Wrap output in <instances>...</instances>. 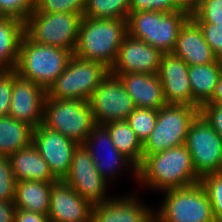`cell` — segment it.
Here are the masks:
<instances>
[{
  "label": "cell",
  "mask_w": 222,
  "mask_h": 222,
  "mask_svg": "<svg viewBox=\"0 0 222 222\" xmlns=\"http://www.w3.org/2000/svg\"><path fill=\"white\" fill-rule=\"evenodd\" d=\"M47 91L20 75L14 77L8 116L31 125L34 129L43 123Z\"/></svg>",
  "instance_id": "5bb4252c"
},
{
  "label": "cell",
  "mask_w": 222,
  "mask_h": 222,
  "mask_svg": "<svg viewBox=\"0 0 222 222\" xmlns=\"http://www.w3.org/2000/svg\"><path fill=\"white\" fill-rule=\"evenodd\" d=\"M142 222H160V219L156 212H151Z\"/></svg>",
  "instance_id": "7bdbcfd3"
},
{
  "label": "cell",
  "mask_w": 222,
  "mask_h": 222,
  "mask_svg": "<svg viewBox=\"0 0 222 222\" xmlns=\"http://www.w3.org/2000/svg\"><path fill=\"white\" fill-rule=\"evenodd\" d=\"M137 181L158 191L188 187L200 182L186 145L143 155L137 168ZM151 186V187H150Z\"/></svg>",
  "instance_id": "6da1fadb"
},
{
  "label": "cell",
  "mask_w": 222,
  "mask_h": 222,
  "mask_svg": "<svg viewBox=\"0 0 222 222\" xmlns=\"http://www.w3.org/2000/svg\"><path fill=\"white\" fill-rule=\"evenodd\" d=\"M158 110L135 107L126 121L143 144L155 128Z\"/></svg>",
  "instance_id": "f1b7e54d"
},
{
  "label": "cell",
  "mask_w": 222,
  "mask_h": 222,
  "mask_svg": "<svg viewBox=\"0 0 222 222\" xmlns=\"http://www.w3.org/2000/svg\"><path fill=\"white\" fill-rule=\"evenodd\" d=\"M54 183L31 180L16 182L14 201L16 209L48 214L50 194Z\"/></svg>",
  "instance_id": "d4e9b609"
},
{
  "label": "cell",
  "mask_w": 222,
  "mask_h": 222,
  "mask_svg": "<svg viewBox=\"0 0 222 222\" xmlns=\"http://www.w3.org/2000/svg\"><path fill=\"white\" fill-rule=\"evenodd\" d=\"M130 0H86L84 17L127 20Z\"/></svg>",
  "instance_id": "83f0119b"
},
{
  "label": "cell",
  "mask_w": 222,
  "mask_h": 222,
  "mask_svg": "<svg viewBox=\"0 0 222 222\" xmlns=\"http://www.w3.org/2000/svg\"><path fill=\"white\" fill-rule=\"evenodd\" d=\"M63 181L92 205L111 199L106 196L108 181L95 168L94 161L83 144H79L75 149L71 167Z\"/></svg>",
  "instance_id": "7c38bea8"
},
{
  "label": "cell",
  "mask_w": 222,
  "mask_h": 222,
  "mask_svg": "<svg viewBox=\"0 0 222 222\" xmlns=\"http://www.w3.org/2000/svg\"><path fill=\"white\" fill-rule=\"evenodd\" d=\"M162 53L147 42L127 34L119 48L118 56L110 69L112 75L126 73L157 74Z\"/></svg>",
  "instance_id": "9a60e30c"
},
{
  "label": "cell",
  "mask_w": 222,
  "mask_h": 222,
  "mask_svg": "<svg viewBox=\"0 0 222 222\" xmlns=\"http://www.w3.org/2000/svg\"><path fill=\"white\" fill-rule=\"evenodd\" d=\"M188 68L189 66L173 53L162 54L157 75L167 104L192 106Z\"/></svg>",
  "instance_id": "ac0fdd59"
},
{
  "label": "cell",
  "mask_w": 222,
  "mask_h": 222,
  "mask_svg": "<svg viewBox=\"0 0 222 222\" xmlns=\"http://www.w3.org/2000/svg\"><path fill=\"white\" fill-rule=\"evenodd\" d=\"M110 69L104 64L86 60L73 53L66 69L47 91V97L60 100L88 101Z\"/></svg>",
  "instance_id": "5b68a950"
},
{
  "label": "cell",
  "mask_w": 222,
  "mask_h": 222,
  "mask_svg": "<svg viewBox=\"0 0 222 222\" xmlns=\"http://www.w3.org/2000/svg\"><path fill=\"white\" fill-rule=\"evenodd\" d=\"M191 18L196 23L222 24V0H201Z\"/></svg>",
  "instance_id": "836d02e7"
},
{
  "label": "cell",
  "mask_w": 222,
  "mask_h": 222,
  "mask_svg": "<svg viewBox=\"0 0 222 222\" xmlns=\"http://www.w3.org/2000/svg\"><path fill=\"white\" fill-rule=\"evenodd\" d=\"M32 144L48 163L53 176L57 180H64L71 167L74 151L79 144L43 124L33 130Z\"/></svg>",
  "instance_id": "4fadbf2b"
},
{
  "label": "cell",
  "mask_w": 222,
  "mask_h": 222,
  "mask_svg": "<svg viewBox=\"0 0 222 222\" xmlns=\"http://www.w3.org/2000/svg\"><path fill=\"white\" fill-rule=\"evenodd\" d=\"M16 207L14 202L0 199V222H14Z\"/></svg>",
  "instance_id": "ab89813d"
},
{
  "label": "cell",
  "mask_w": 222,
  "mask_h": 222,
  "mask_svg": "<svg viewBox=\"0 0 222 222\" xmlns=\"http://www.w3.org/2000/svg\"><path fill=\"white\" fill-rule=\"evenodd\" d=\"M190 17L181 10L132 12L127 19V30L131 37L147 42L162 54L172 53L181 27Z\"/></svg>",
  "instance_id": "277c9868"
},
{
  "label": "cell",
  "mask_w": 222,
  "mask_h": 222,
  "mask_svg": "<svg viewBox=\"0 0 222 222\" xmlns=\"http://www.w3.org/2000/svg\"><path fill=\"white\" fill-rule=\"evenodd\" d=\"M14 222H50L48 214L16 209Z\"/></svg>",
  "instance_id": "f35d334b"
},
{
  "label": "cell",
  "mask_w": 222,
  "mask_h": 222,
  "mask_svg": "<svg viewBox=\"0 0 222 222\" xmlns=\"http://www.w3.org/2000/svg\"><path fill=\"white\" fill-rule=\"evenodd\" d=\"M72 55L66 49L38 44L24 34L14 70L48 91L66 69Z\"/></svg>",
  "instance_id": "3957f363"
},
{
  "label": "cell",
  "mask_w": 222,
  "mask_h": 222,
  "mask_svg": "<svg viewBox=\"0 0 222 222\" xmlns=\"http://www.w3.org/2000/svg\"><path fill=\"white\" fill-rule=\"evenodd\" d=\"M222 71V60L213 63L189 66L188 76L192 90V107H201L214 92Z\"/></svg>",
  "instance_id": "603a6c76"
},
{
  "label": "cell",
  "mask_w": 222,
  "mask_h": 222,
  "mask_svg": "<svg viewBox=\"0 0 222 222\" xmlns=\"http://www.w3.org/2000/svg\"><path fill=\"white\" fill-rule=\"evenodd\" d=\"M123 82L135 107L159 110L167 104L157 74L126 73L115 75Z\"/></svg>",
  "instance_id": "ffe728a7"
},
{
  "label": "cell",
  "mask_w": 222,
  "mask_h": 222,
  "mask_svg": "<svg viewBox=\"0 0 222 222\" xmlns=\"http://www.w3.org/2000/svg\"><path fill=\"white\" fill-rule=\"evenodd\" d=\"M34 128L10 116L0 117V155L9 157L32 144Z\"/></svg>",
  "instance_id": "484cf974"
},
{
  "label": "cell",
  "mask_w": 222,
  "mask_h": 222,
  "mask_svg": "<svg viewBox=\"0 0 222 222\" xmlns=\"http://www.w3.org/2000/svg\"><path fill=\"white\" fill-rule=\"evenodd\" d=\"M127 34V20L92 19L83 16L74 54L86 60L100 62L111 69Z\"/></svg>",
  "instance_id": "7a4b0ae2"
},
{
  "label": "cell",
  "mask_w": 222,
  "mask_h": 222,
  "mask_svg": "<svg viewBox=\"0 0 222 222\" xmlns=\"http://www.w3.org/2000/svg\"><path fill=\"white\" fill-rule=\"evenodd\" d=\"M164 193L161 208L156 210L160 222H215L209 196L200 182Z\"/></svg>",
  "instance_id": "9c48e42d"
},
{
  "label": "cell",
  "mask_w": 222,
  "mask_h": 222,
  "mask_svg": "<svg viewBox=\"0 0 222 222\" xmlns=\"http://www.w3.org/2000/svg\"><path fill=\"white\" fill-rule=\"evenodd\" d=\"M199 113L212 126L213 130L222 138V105L203 104Z\"/></svg>",
  "instance_id": "74e56055"
},
{
  "label": "cell",
  "mask_w": 222,
  "mask_h": 222,
  "mask_svg": "<svg viewBox=\"0 0 222 222\" xmlns=\"http://www.w3.org/2000/svg\"><path fill=\"white\" fill-rule=\"evenodd\" d=\"M83 16L79 13H41L25 21V34L34 42L75 52Z\"/></svg>",
  "instance_id": "8992f818"
},
{
  "label": "cell",
  "mask_w": 222,
  "mask_h": 222,
  "mask_svg": "<svg viewBox=\"0 0 222 222\" xmlns=\"http://www.w3.org/2000/svg\"><path fill=\"white\" fill-rule=\"evenodd\" d=\"M17 72L13 70L0 71V117L8 116L11 105L14 77Z\"/></svg>",
  "instance_id": "e575fe53"
},
{
  "label": "cell",
  "mask_w": 222,
  "mask_h": 222,
  "mask_svg": "<svg viewBox=\"0 0 222 222\" xmlns=\"http://www.w3.org/2000/svg\"><path fill=\"white\" fill-rule=\"evenodd\" d=\"M213 53L222 60V24L197 23Z\"/></svg>",
  "instance_id": "8d00e7d4"
},
{
  "label": "cell",
  "mask_w": 222,
  "mask_h": 222,
  "mask_svg": "<svg viewBox=\"0 0 222 222\" xmlns=\"http://www.w3.org/2000/svg\"><path fill=\"white\" fill-rule=\"evenodd\" d=\"M104 126L108 129L117 150L138 168L143 161V144L128 122L126 120L114 121Z\"/></svg>",
  "instance_id": "4316f807"
},
{
  "label": "cell",
  "mask_w": 222,
  "mask_h": 222,
  "mask_svg": "<svg viewBox=\"0 0 222 222\" xmlns=\"http://www.w3.org/2000/svg\"><path fill=\"white\" fill-rule=\"evenodd\" d=\"M9 159L16 182L27 180L40 182L58 181L50 171L46 160L33 144L19 149L11 154Z\"/></svg>",
  "instance_id": "7402d4cb"
},
{
  "label": "cell",
  "mask_w": 222,
  "mask_h": 222,
  "mask_svg": "<svg viewBox=\"0 0 222 222\" xmlns=\"http://www.w3.org/2000/svg\"><path fill=\"white\" fill-rule=\"evenodd\" d=\"M24 34L25 22L11 17H0V71L15 69Z\"/></svg>",
  "instance_id": "cb8c5ba5"
},
{
  "label": "cell",
  "mask_w": 222,
  "mask_h": 222,
  "mask_svg": "<svg viewBox=\"0 0 222 222\" xmlns=\"http://www.w3.org/2000/svg\"><path fill=\"white\" fill-rule=\"evenodd\" d=\"M47 128L83 144L96 125L88 101L46 97L43 123Z\"/></svg>",
  "instance_id": "ba28073f"
},
{
  "label": "cell",
  "mask_w": 222,
  "mask_h": 222,
  "mask_svg": "<svg viewBox=\"0 0 222 222\" xmlns=\"http://www.w3.org/2000/svg\"><path fill=\"white\" fill-rule=\"evenodd\" d=\"M200 183L209 196L215 222H222V171L202 177Z\"/></svg>",
  "instance_id": "f546056e"
},
{
  "label": "cell",
  "mask_w": 222,
  "mask_h": 222,
  "mask_svg": "<svg viewBox=\"0 0 222 222\" xmlns=\"http://www.w3.org/2000/svg\"><path fill=\"white\" fill-rule=\"evenodd\" d=\"M93 205L63 180L52 185L48 216L50 222H92Z\"/></svg>",
  "instance_id": "2e32d148"
},
{
  "label": "cell",
  "mask_w": 222,
  "mask_h": 222,
  "mask_svg": "<svg viewBox=\"0 0 222 222\" xmlns=\"http://www.w3.org/2000/svg\"><path fill=\"white\" fill-rule=\"evenodd\" d=\"M86 0H35V10L41 13H79L83 16Z\"/></svg>",
  "instance_id": "4dcf8cb0"
},
{
  "label": "cell",
  "mask_w": 222,
  "mask_h": 222,
  "mask_svg": "<svg viewBox=\"0 0 222 222\" xmlns=\"http://www.w3.org/2000/svg\"><path fill=\"white\" fill-rule=\"evenodd\" d=\"M199 107L166 104L158 110L155 128L143 143V154L151 155L184 145L192 121Z\"/></svg>",
  "instance_id": "52a82bcc"
},
{
  "label": "cell",
  "mask_w": 222,
  "mask_h": 222,
  "mask_svg": "<svg viewBox=\"0 0 222 222\" xmlns=\"http://www.w3.org/2000/svg\"><path fill=\"white\" fill-rule=\"evenodd\" d=\"M179 9L175 6L174 0H130L129 12L156 11L174 12Z\"/></svg>",
  "instance_id": "d590c367"
},
{
  "label": "cell",
  "mask_w": 222,
  "mask_h": 222,
  "mask_svg": "<svg viewBox=\"0 0 222 222\" xmlns=\"http://www.w3.org/2000/svg\"><path fill=\"white\" fill-rule=\"evenodd\" d=\"M185 145L200 179L222 171V138L200 113L189 127Z\"/></svg>",
  "instance_id": "30bf717a"
},
{
  "label": "cell",
  "mask_w": 222,
  "mask_h": 222,
  "mask_svg": "<svg viewBox=\"0 0 222 222\" xmlns=\"http://www.w3.org/2000/svg\"><path fill=\"white\" fill-rule=\"evenodd\" d=\"M83 145L88 150L91 158L93 159L95 168L106 181H109V179L112 180L114 174H116L118 170L120 171L121 166L130 168L132 167V172H134L135 179H137L136 166H134V164L128 158H126L117 150L111 140V135L108 129L104 125L96 124L87 139L85 140V142L83 143ZM99 145H101L102 148H99L100 150L103 151V149H106L107 152L109 151L107 153L108 155H105L106 158H103L105 157L103 155V152V156L101 155V151L98 149Z\"/></svg>",
  "instance_id": "e0dca14e"
},
{
  "label": "cell",
  "mask_w": 222,
  "mask_h": 222,
  "mask_svg": "<svg viewBox=\"0 0 222 222\" xmlns=\"http://www.w3.org/2000/svg\"><path fill=\"white\" fill-rule=\"evenodd\" d=\"M200 1L201 0H174V3L179 10L191 16L197 11Z\"/></svg>",
  "instance_id": "60d3db41"
},
{
  "label": "cell",
  "mask_w": 222,
  "mask_h": 222,
  "mask_svg": "<svg viewBox=\"0 0 222 222\" xmlns=\"http://www.w3.org/2000/svg\"><path fill=\"white\" fill-rule=\"evenodd\" d=\"M140 202L130 195L93 205L92 222H142L153 211Z\"/></svg>",
  "instance_id": "44dd1931"
},
{
  "label": "cell",
  "mask_w": 222,
  "mask_h": 222,
  "mask_svg": "<svg viewBox=\"0 0 222 222\" xmlns=\"http://www.w3.org/2000/svg\"><path fill=\"white\" fill-rule=\"evenodd\" d=\"M172 53L188 66L209 64L218 59L205 41L200 27L191 17L181 27Z\"/></svg>",
  "instance_id": "d6986e66"
},
{
  "label": "cell",
  "mask_w": 222,
  "mask_h": 222,
  "mask_svg": "<svg viewBox=\"0 0 222 222\" xmlns=\"http://www.w3.org/2000/svg\"><path fill=\"white\" fill-rule=\"evenodd\" d=\"M205 104H219L222 105V71L220 73L218 83L214 89L212 97Z\"/></svg>",
  "instance_id": "b9f144b4"
},
{
  "label": "cell",
  "mask_w": 222,
  "mask_h": 222,
  "mask_svg": "<svg viewBox=\"0 0 222 222\" xmlns=\"http://www.w3.org/2000/svg\"><path fill=\"white\" fill-rule=\"evenodd\" d=\"M88 103L93 119L98 125L124 121L135 109L121 79L110 72L91 94Z\"/></svg>",
  "instance_id": "8fae6325"
},
{
  "label": "cell",
  "mask_w": 222,
  "mask_h": 222,
  "mask_svg": "<svg viewBox=\"0 0 222 222\" xmlns=\"http://www.w3.org/2000/svg\"><path fill=\"white\" fill-rule=\"evenodd\" d=\"M16 180L13 175L10 159L0 155V199L8 202L15 201Z\"/></svg>",
  "instance_id": "d6a6232c"
},
{
  "label": "cell",
  "mask_w": 222,
  "mask_h": 222,
  "mask_svg": "<svg viewBox=\"0 0 222 222\" xmlns=\"http://www.w3.org/2000/svg\"><path fill=\"white\" fill-rule=\"evenodd\" d=\"M35 10V0H0V17H11L25 22Z\"/></svg>",
  "instance_id": "1f68e13d"
}]
</instances>
